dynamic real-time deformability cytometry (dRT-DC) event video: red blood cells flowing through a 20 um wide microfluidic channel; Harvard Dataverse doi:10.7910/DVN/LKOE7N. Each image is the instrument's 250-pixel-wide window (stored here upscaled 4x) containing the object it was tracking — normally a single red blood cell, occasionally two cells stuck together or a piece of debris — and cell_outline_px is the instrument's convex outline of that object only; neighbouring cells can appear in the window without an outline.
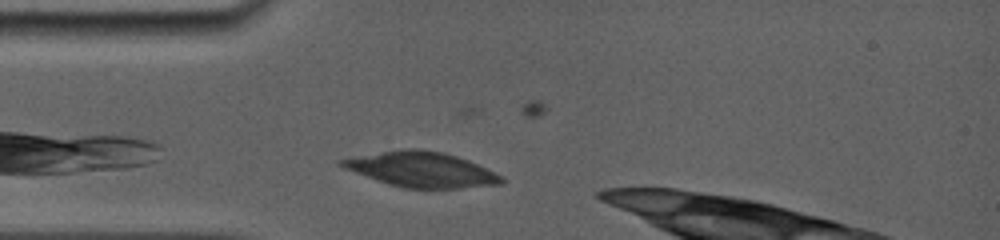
{"species": "common noctule bat (a hibernating species)", "species_latin": "Nyctalus noctula", "temperature_condition": "room temperature", "stored_images_in_passage": 18, "camera_frame_rate_fps": 5000, "um_per_image_px": 0.085, "animal": {"sex": "female", "body_mass_g": 19.0, "forearm_length_mm": 56.7}, "frame": {"image": 1, "passage_image": 5, "time_ms": 2.2, "image_size_px": [1000, 240], "cell_outline_px": [[504, 184], [460, 188], [404, 188], [388, 184], [376, 180], [344, 168], [336, 164], [336, 160], [404, 148], [420, 148], [444, 152], [468, 160], [504, 176]], "centroid_in_image_um": [35.84, 14.4], "position_along_channel_um": 49.2, "area_um2": 32.77}}
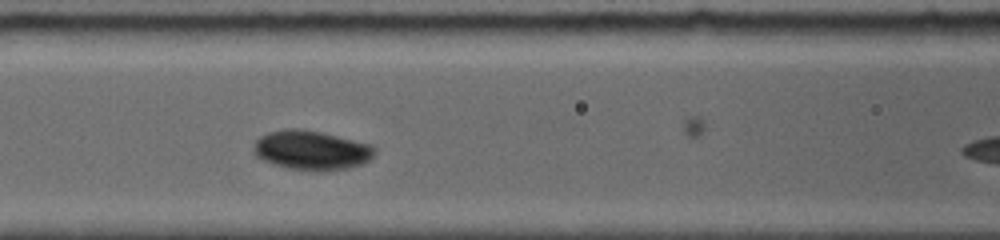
{"frame": {"image": 2, "passage_image": 10, "time_ms": 4.8, "image_size_px": [1000, 240], "cell_outline_px": [[376, 152], [368, 160], [360, 164], [348, 168], [324, 172], [288, 168], [264, 160], [256, 156], [252, 152], [252, 148], [256, 140], [260, 136], [268, 132], [284, 128], [300, 128], [320, 132], [372, 144], [376, 148]], "centroid_in_image_um": [26.46, 12.76], "position_along_channel_um": 140.1, "area_um2": 27.92}}
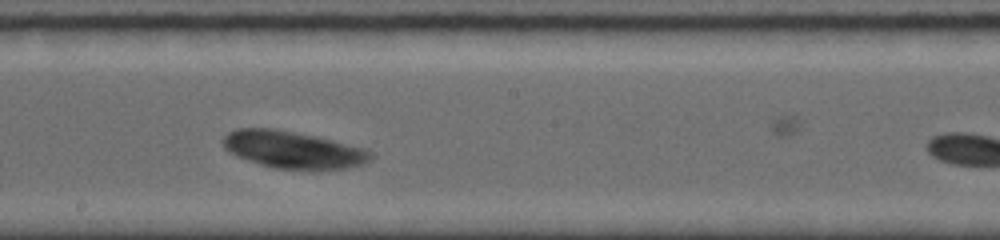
{"frame": {"image": 3, "passage_image": 16, "time_ms": 7.0, "image_size_px": [1000, 240], "cell_outline_px": [[372, 156], [364, 164], [348, 168], [320, 172], [276, 168], [260, 164], [236, 156], [228, 152], [224, 148], [220, 140], [228, 132], [236, 128], [272, 128], [316, 136], [364, 148], [372, 152]], "centroid_in_image_um": [24.9, 12.75], "position_along_channel_um": 223.3, "area_um2": 32.66}}